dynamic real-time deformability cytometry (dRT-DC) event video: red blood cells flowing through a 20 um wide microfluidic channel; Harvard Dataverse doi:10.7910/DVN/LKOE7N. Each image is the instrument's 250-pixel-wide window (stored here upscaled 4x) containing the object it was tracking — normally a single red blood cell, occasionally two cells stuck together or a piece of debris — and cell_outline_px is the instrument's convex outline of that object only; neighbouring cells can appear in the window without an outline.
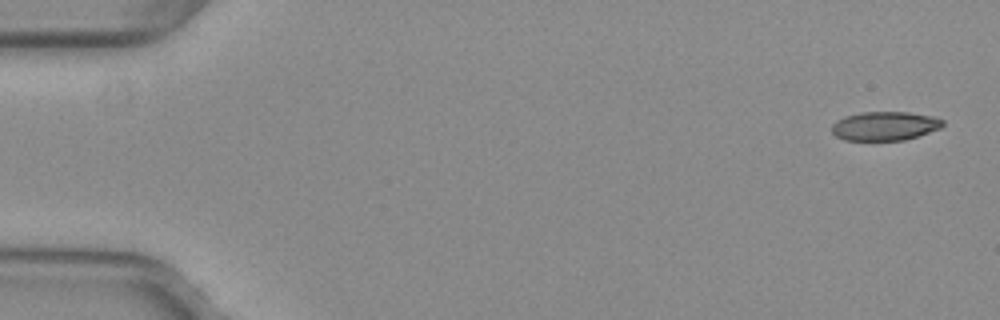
{"species": "common noctule bat (a hibernating species)", "species_latin": "Nyctalus noctula", "temperature_condition": "warm", "stored_images_in_passage": 13, "camera_frame_rate_fps": 3000, "um_per_image_px": 0.085, "animal": {"sex": "female", "body_mass_g": 29.2, "forearm_length_mm": 56.3}, "frame": {"image": 1, "passage_image": 1, "time_ms": 0.0, "image_size_px": [1000, 320], "cell_outline_px": [[944, 124], [940, 128], [904, 140], [844, 140], [836, 136], [832, 132], [832, 124], [836, 120], [844, 116], [860, 112], [908, 112], [932, 116], [944, 120]], "centroid_in_image_um": [75.18, 10.7], "position_along_channel_um": 9.8, "area_um2": 18.67}}
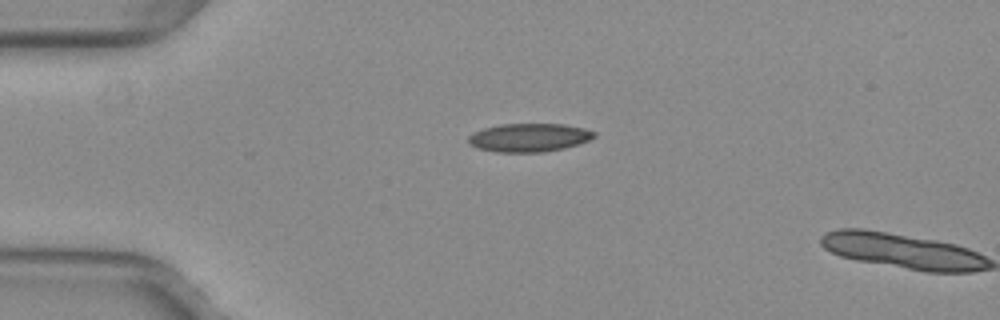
{"frame": {"image": 2, "passage_image": 12, "time_ms": 3.667, "image_size_px": [1000, 320], "cell_outline_px": [[596, 136], [588, 140], [564, 148], [540, 152], [496, 152], [480, 148], [472, 144], [468, 140], [468, 136], [484, 128], [500, 124], [564, 124], [584, 128], [596, 132]], "centroid_in_image_um": [45.0, 11.68], "position_along_channel_um": 40.0, "area_um2": 20.52}}